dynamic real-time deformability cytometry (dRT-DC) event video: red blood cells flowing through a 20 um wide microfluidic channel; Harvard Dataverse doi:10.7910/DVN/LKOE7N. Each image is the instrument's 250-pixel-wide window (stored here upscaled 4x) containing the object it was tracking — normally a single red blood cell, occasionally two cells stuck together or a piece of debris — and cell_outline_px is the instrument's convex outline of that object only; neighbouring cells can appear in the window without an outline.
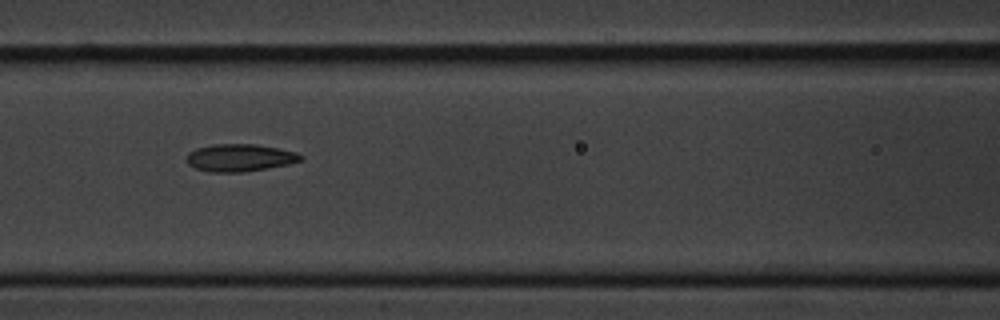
{"species": "common noctule bat (a hibernating species)", "species_latin": "Nyctalus noctula", "temperature_condition": "cold", "stored_images_in_passage": 11, "camera_frame_rate_fps": 3000, "um_per_image_px": 0.085, "animal": {"sex": "male", "body_mass_g": 20.1, "forearm_length_mm": 53.5}, "frame": {"image": 1, "passage_image": 7, "time_ms": 7.667, "image_size_px": [1000, 320], "cell_outline_px": [[304, 160], [288, 164], [268, 168], [244, 172], [208, 172], [196, 168], [188, 164], [184, 160], [188, 152], [196, 148], [212, 144], [256, 144], [280, 148], [296, 152], [304, 156]], "centroid_in_image_um": [20.38, 13.4], "position_along_channel_um": 146.2, "area_um2": 18.55}}
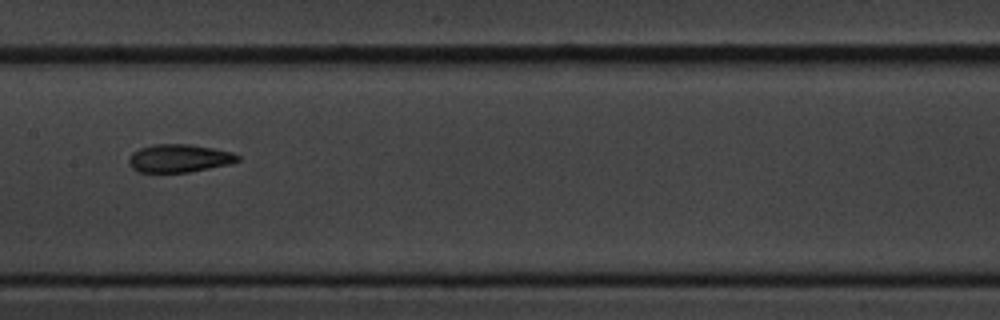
{"frame": {"image": 2, "passage_image": 8, "time_ms": 9.0, "image_size_px": [1000, 320], "cell_outline_px": [[240, 160], [228, 164], [188, 172], [140, 172], [132, 168], [128, 164], [128, 160], [132, 152], [140, 148], [152, 144], [192, 144], [232, 152], [240, 156]], "centroid_in_image_um": [15.2, 13.44], "position_along_channel_um": 192.2, "area_um2": 17.74}}
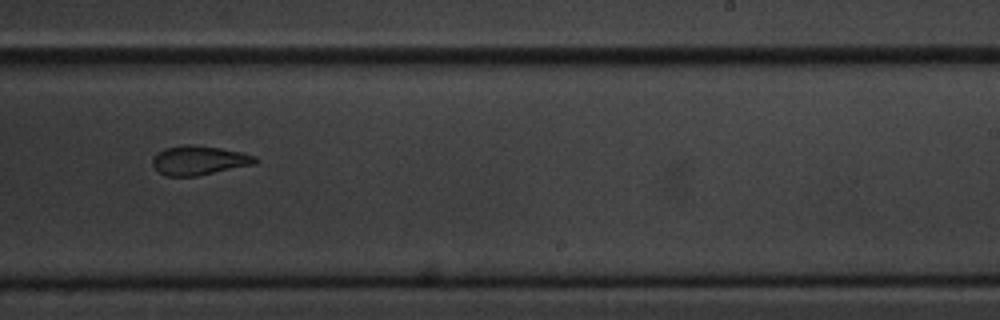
{"frame": {"image": 3, "passage_image": 10, "time_ms": 11.333, "image_size_px": [1000, 320], "cell_outline_px": [[256, 164], [196, 176], [164, 176], [152, 164], [152, 160], [156, 152], [164, 148], [188, 144], [196, 144], [220, 148], [240, 152], [256, 156]], "centroid_in_image_um": [16.89, 13.62], "position_along_channel_um": 272.1, "area_um2": 17.51}}